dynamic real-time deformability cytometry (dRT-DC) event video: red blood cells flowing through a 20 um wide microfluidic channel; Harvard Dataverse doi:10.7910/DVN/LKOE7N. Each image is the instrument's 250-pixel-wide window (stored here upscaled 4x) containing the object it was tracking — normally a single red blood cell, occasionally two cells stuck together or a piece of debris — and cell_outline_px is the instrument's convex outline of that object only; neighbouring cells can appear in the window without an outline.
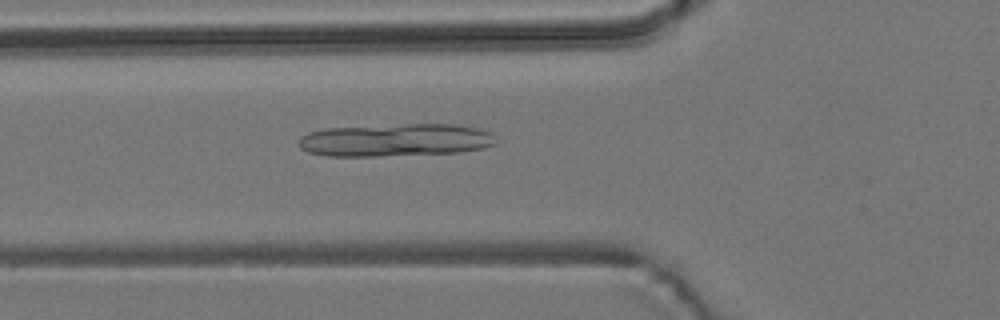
{"species": "common noctule bat (a hibernating species)", "species_latin": "Nyctalus noctula", "temperature_condition": "room temperature", "stored_images_in_passage": 55, "camera_frame_rate_fps": 3000, "um_per_image_px": 0.085, "animal": {"sex": "male", "body_mass_g": 19.2, "forearm_length_mm": 51.8}, "frame": {"image": 1, "passage_image": 20, "time_ms": 6.333, "image_size_px": [1000, 320], "cell_outline_px": [[496, 144], [480, 148], [460, 152], [380, 156], [328, 156], [308, 152], [300, 148], [300, 136], [308, 132], [324, 128], [404, 124], [452, 124], [480, 128], [492, 132], [496, 136]], "centroid_in_image_um": [33.63, 11.9], "position_along_channel_um": 92.2, "area_um2": 37.86}}
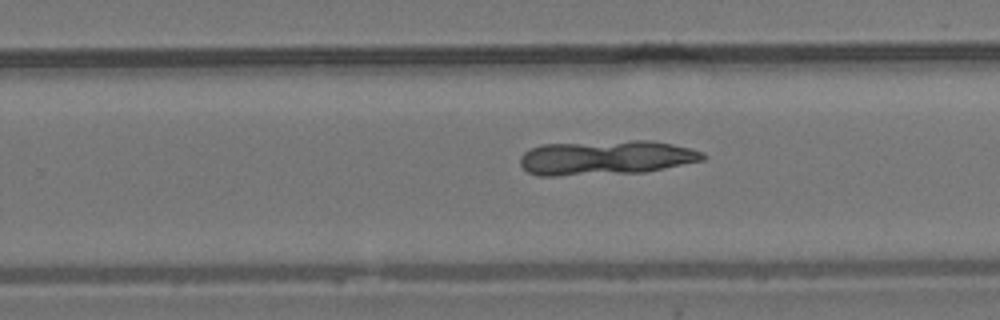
{"frame": {"image": 2, "passage_image": 35, "time_ms": 11.333, "image_size_px": [1000, 320], "cell_outline_px": [[708, 156], [704, 160], [644, 172], [556, 176], [536, 176], [528, 172], [520, 164], [520, 156], [524, 152], [540, 144], [632, 140], [652, 140], [672, 144], [704, 152]], "centroid_in_image_um": [51.49, 13.4], "position_along_channel_um": 278.3, "area_um2": 36.99}}
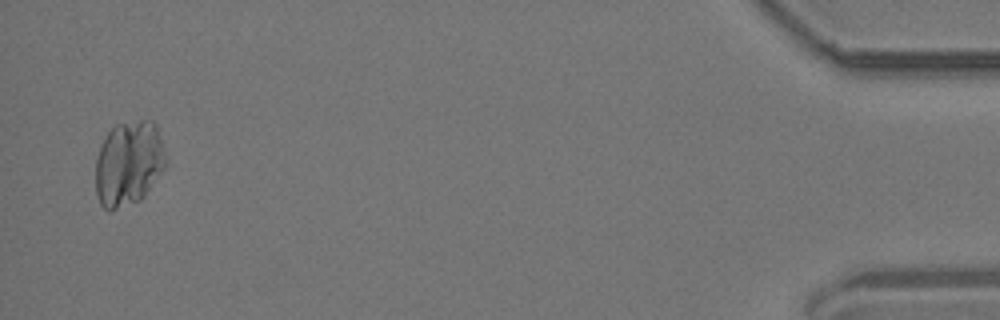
{"frame": {"image": 3, "passage_image": 54, "time_ms": 17.667, "image_size_px": [1000, 320], "cell_outline_px": [[168, 164], [144, 196], [140, 200], [108, 212], [100, 204], [96, 192], [96, 160], [104, 136], [116, 124], [140, 120], [152, 120], [156, 124], [168, 160]], "centroid_in_image_um": [10.95, 13.88], "position_along_channel_um": 424.2, "area_um2": 35.08}}